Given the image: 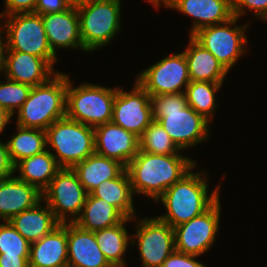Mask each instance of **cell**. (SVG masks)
I'll return each instance as SVG.
<instances>
[{
	"label": "cell",
	"mask_w": 267,
	"mask_h": 267,
	"mask_svg": "<svg viewBox=\"0 0 267 267\" xmlns=\"http://www.w3.org/2000/svg\"><path fill=\"white\" fill-rule=\"evenodd\" d=\"M197 162L183 154H150L138 150L126 166L133 193L156 201L186 175Z\"/></svg>",
	"instance_id": "6da1fadb"
},
{
	"label": "cell",
	"mask_w": 267,
	"mask_h": 267,
	"mask_svg": "<svg viewBox=\"0 0 267 267\" xmlns=\"http://www.w3.org/2000/svg\"><path fill=\"white\" fill-rule=\"evenodd\" d=\"M153 120L159 122L182 150L209 140L210 122L188 106L185 93L150 96Z\"/></svg>",
	"instance_id": "7a4b0ae2"
},
{
	"label": "cell",
	"mask_w": 267,
	"mask_h": 267,
	"mask_svg": "<svg viewBox=\"0 0 267 267\" xmlns=\"http://www.w3.org/2000/svg\"><path fill=\"white\" fill-rule=\"evenodd\" d=\"M196 167L197 164L156 200L166 209V213L156 216L159 220L172 227L181 225L207 211L220 198L221 186L208 193L207 172L194 173Z\"/></svg>",
	"instance_id": "3957f363"
},
{
	"label": "cell",
	"mask_w": 267,
	"mask_h": 267,
	"mask_svg": "<svg viewBox=\"0 0 267 267\" xmlns=\"http://www.w3.org/2000/svg\"><path fill=\"white\" fill-rule=\"evenodd\" d=\"M67 74L58 72L47 83L31 88L27 100L17 111L16 125L46 130L66 117Z\"/></svg>",
	"instance_id": "277c9868"
},
{
	"label": "cell",
	"mask_w": 267,
	"mask_h": 267,
	"mask_svg": "<svg viewBox=\"0 0 267 267\" xmlns=\"http://www.w3.org/2000/svg\"><path fill=\"white\" fill-rule=\"evenodd\" d=\"M76 7L86 53L106 47L121 32V0H91Z\"/></svg>",
	"instance_id": "5b68a950"
},
{
	"label": "cell",
	"mask_w": 267,
	"mask_h": 267,
	"mask_svg": "<svg viewBox=\"0 0 267 267\" xmlns=\"http://www.w3.org/2000/svg\"><path fill=\"white\" fill-rule=\"evenodd\" d=\"M117 88L86 82L75 87L67 74L66 117L93 128L111 122Z\"/></svg>",
	"instance_id": "8992f818"
},
{
	"label": "cell",
	"mask_w": 267,
	"mask_h": 267,
	"mask_svg": "<svg viewBox=\"0 0 267 267\" xmlns=\"http://www.w3.org/2000/svg\"><path fill=\"white\" fill-rule=\"evenodd\" d=\"M45 131L47 149L61 168H72L95 153L93 127L64 117Z\"/></svg>",
	"instance_id": "52a82bcc"
},
{
	"label": "cell",
	"mask_w": 267,
	"mask_h": 267,
	"mask_svg": "<svg viewBox=\"0 0 267 267\" xmlns=\"http://www.w3.org/2000/svg\"><path fill=\"white\" fill-rule=\"evenodd\" d=\"M0 18L7 51H19L44 58L54 68L58 55L49 46L40 14L20 13Z\"/></svg>",
	"instance_id": "ba28073f"
},
{
	"label": "cell",
	"mask_w": 267,
	"mask_h": 267,
	"mask_svg": "<svg viewBox=\"0 0 267 267\" xmlns=\"http://www.w3.org/2000/svg\"><path fill=\"white\" fill-rule=\"evenodd\" d=\"M239 18L234 16L228 21L199 29L192 37L210 51L229 72L242 55L247 53L246 38L249 23L237 25ZM233 26V27H232Z\"/></svg>",
	"instance_id": "9c48e42d"
},
{
	"label": "cell",
	"mask_w": 267,
	"mask_h": 267,
	"mask_svg": "<svg viewBox=\"0 0 267 267\" xmlns=\"http://www.w3.org/2000/svg\"><path fill=\"white\" fill-rule=\"evenodd\" d=\"M87 195L72 168H61L42 191V201L59 223H74L81 215Z\"/></svg>",
	"instance_id": "30bf717a"
},
{
	"label": "cell",
	"mask_w": 267,
	"mask_h": 267,
	"mask_svg": "<svg viewBox=\"0 0 267 267\" xmlns=\"http://www.w3.org/2000/svg\"><path fill=\"white\" fill-rule=\"evenodd\" d=\"M132 221H136V230L132 234L131 246L137 243L142 267H161L175 250L173 227L156 216L141 220L136 216Z\"/></svg>",
	"instance_id": "8fae6325"
},
{
	"label": "cell",
	"mask_w": 267,
	"mask_h": 267,
	"mask_svg": "<svg viewBox=\"0 0 267 267\" xmlns=\"http://www.w3.org/2000/svg\"><path fill=\"white\" fill-rule=\"evenodd\" d=\"M135 79L150 96L185 93L190 76L184 52L162 58L140 72Z\"/></svg>",
	"instance_id": "7c38bea8"
},
{
	"label": "cell",
	"mask_w": 267,
	"mask_h": 267,
	"mask_svg": "<svg viewBox=\"0 0 267 267\" xmlns=\"http://www.w3.org/2000/svg\"><path fill=\"white\" fill-rule=\"evenodd\" d=\"M221 209L219 198L207 211L173 227L175 250L195 256L211 250L219 233Z\"/></svg>",
	"instance_id": "4fadbf2b"
},
{
	"label": "cell",
	"mask_w": 267,
	"mask_h": 267,
	"mask_svg": "<svg viewBox=\"0 0 267 267\" xmlns=\"http://www.w3.org/2000/svg\"><path fill=\"white\" fill-rule=\"evenodd\" d=\"M153 121L150 95L136 80L129 92L117 88L111 122L140 138Z\"/></svg>",
	"instance_id": "5bb4252c"
},
{
	"label": "cell",
	"mask_w": 267,
	"mask_h": 267,
	"mask_svg": "<svg viewBox=\"0 0 267 267\" xmlns=\"http://www.w3.org/2000/svg\"><path fill=\"white\" fill-rule=\"evenodd\" d=\"M95 153L117 160L125 167L139 150V138L113 122L94 128Z\"/></svg>",
	"instance_id": "9a60e30c"
},
{
	"label": "cell",
	"mask_w": 267,
	"mask_h": 267,
	"mask_svg": "<svg viewBox=\"0 0 267 267\" xmlns=\"http://www.w3.org/2000/svg\"><path fill=\"white\" fill-rule=\"evenodd\" d=\"M41 17L49 46L55 55H57L56 50L60 48L80 49L81 52H86L80 36L79 17L76 6L71 5L63 12L46 13L41 15Z\"/></svg>",
	"instance_id": "2e32d148"
},
{
	"label": "cell",
	"mask_w": 267,
	"mask_h": 267,
	"mask_svg": "<svg viewBox=\"0 0 267 267\" xmlns=\"http://www.w3.org/2000/svg\"><path fill=\"white\" fill-rule=\"evenodd\" d=\"M59 71L44 59L19 51H7L5 78L31 87L47 83Z\"/></svg>",
	"instance_id": "e0dca14e"
},
{
	"label": "cell",
	"mask_w": 267,
	"mask_h": 267,
	"mask_svg": "<svg viewBox=\"0 0 267 267\" xmlns=\"http://www.w3.org/2000/svg\"><path fill=\"white\" fill-rule=\"evenodd\" d=\"M169 8L190 16V36L199 29L221 24L232 17V0H171Z\"/></svg>",
	"instance_id": "ac0fdd59"
},
{
	"label": "cell",
	"mask_w": 267,
	"mask_h": 267,
	"mask_svg": "<svg viewBox=\"0 0 267 267\" xmlns=\"http://www.w3.org/2000/svg\"><path fill=\"white\" fill-rule=\"evenodd\" d=\"M68 267H108L111 264L100 250L92 231L67 223Z\"/></svg>",
	"instance_id": "d6986e66"
},
{
	"label": "cell",
	"mask_w": 267,
	"mask_h": 267,
	"mask_svg": "<svg viewBox=\"0 0 267 267\" xmlns=\"http://www.w3.org/2000/svg\"><path fill=\"white\" fill-rule=\"evenodd\" d=\"M42 201V192L15 175L0 181V220L9 221Z\"/></svg>",
	"instance_id": "ffe728a7"
},
{
	"label": "cell",
	"mask_w": 267,
	"mask_h": 267,
	"mask_svg": "<svg viewBox=\"0 0 267 267\" xmlns=\"http://www.w3.org/2000/svg\"><path fill=\"white\" fill-rule=\"evenodd\" d=\"M29 267H68L67 223L30 243Z\"/></svg>",
	"instance_id": "44dd1931"
},
{
	"label": "cell",
	"mask_w": 267,
	"mask_h": 267,
	"mask_svg": "<svg viewBox=\"0 0 267 267\" xmlns=\"http://www.w3.org/2000/svg\"><path fill=\"white\" fill-rule=\"evenodd\" d=\"M184 55L187 61L190 81L223 83L228 71L215 56L189 35Z\"/></svg>",
	"instance_id": "7402d4cb"
},
{
	"label": "cell",
	"mask_w": 267,
	"mask_h": 267,
	"mask_svg": "<svg viewBox=\"0 0 267 267\" xmlns=\"http://www.w3.org/2000/svg\"><path fill=\"white\" fill-rule=\"evenodd\" d=\"M126 167L117 160L94 153L82 162L76 163L72 170L80 183L90 194L103 181L117 178Z\"/></svg>",
	"instance_id": "603a6c76"
},
{
	"label": "cell",
	"mask_w": 267,
	"mask_h": 267,
	"mask_svg": "<svg viewBox=\"0 0 267 267\" xmlns=\"http://www.w3.org/2000/svg\"><path fill=\"white\" fill-rule=\"evenodd\" d=\"M42 202L9 220L11 225L30 243L38 241L60 224L49 206Z\"/></svg>",
	"instance_id": "cb8c5ba5"
},
{
	"label": "cell",
	"mask_w": 267,
	"mask_h": 267,
	"mask_svg": "<svg viewBox=\"0 0 267 267\" xmlns=\"http://www.w3.org/2000/svg\"><path fill=\"white\" fill-rule=\"evenodd\" d=\"M60 169L61 167L48 149L23 159L14 166L15 176L18 179L36 186L41 192L49 185ZM16 172H19V175H16Z\"/></svg>",
	"instance_id": "d4e9b609"
},
{
	"label": "cell",
	"mask_w": 267,
	"mask_h": 267,
	"mask_svg": "<svg viewBox=\"0 0 267 267\" xmlns=\"http://www.w3.org/2000/svg\"><path fill=\"white\" fill-rule=\"evenodd\" d=\"M91 194L113 205L125 218L136 217L135 194L126 169L117 178L103 181Z\"/></svg>",
	"instance_id": "484cf974"
},
{
	"label": "cell",
	"mask_w": 267,
	"mask_h": 267,
	"mask_svg": "<svg viewBox=\"0 0 267 267\" xmlns=\"http://www.w3.org/2000/svg\"><path fill=\"white\" fill-rule=\"evenodd\" d=\"M125 217L104 199L87 195L81 215L74 222L87 231L106 229L121 223Z\"/></svg>",
	"instance_id": "4316f807"
},
{
	"label": "cell",
	"mask_w": 267,
	"mask_h": 267,
	"mask_svg": "<svg viewBox=\"0 0 267 267\" xmlns=\"http://www.w3.org/2000/svg\"><path fill=\"white\" fill-rule=\"evenodd\" d=\"M132 220L125 218L116 226L94 231L98 246L110 264H126L124 257L129 244H132V235L125 225Z\"/></svg>",
	"instance_id": "83f0119b"
},
{
	"label": "cell",
	"mask_w": 267,
	"mask_h": 267,
	"mask_svg": "<svg viewBox=\"0 0 267 267\" xmlns=\"http://www.w3.org/2000/svg\"><path fill=\"white\" fill-rule=\"evenodd\" d=\"M15 134L6 141L14 166L21 160L47 150L46 131L37 128H24L16 125Z\"/></svg>",
	"instance_id": "f1b7e54d"
},
{
	"label": "cell",
	"mask_w": 267,
	"mask_h": 267,
	"mask_svg": "<svg viewBox=\"0 0 267 267\" xmlns=\"http://www.w3.org/2000/svg\"><path fill=\"white\" fill-rule=\"evenodd\" d=\"M222 85L223 83L190 81L185 90L188 106L211 123L219 107L215 95L221 90Z\"/></svg>",
	"instance_id": "f546056e"
},
{
	"label": "cell",
	"mask_w": 267,
	"mask_h": 267,
	"mask_svg": "<svg viewBox=\"0 0 267 267\" xmlns=\"http://www.w3.org/2000/svg\"><path fill=\"white\" fill-rule=\"evenodd\" d=\"M139 150L150 154H183L163 126L153 121L139 138Z\"/></svg>",
	"instance_id": "4dcf8cb0"
},
{
	"label": "cell",
	"mask_w": 267,
	"mask_h": 267,
	"mask_svg": "<svg viewBox=\"0 0 267 267\" xmlns=\"http://www.w3.org/2000/svg\"><path fill=\"white\" fill-rule=\"evenodd\" d=\"M0 79V107L7 110L12 116H15L24 102L27 100L31 91V86L15 82L5 78Z\"/></svg>",
	"instance_id": "1f68e13d"
},
{
	"label": "cell",
	"mask_w": 267,
	"mask_h": 267,
	"mask_svg": "<svg viewBox=\"0 0 267 267\" xmlns=\"http://www.w3.org/2000/svg\"><path fill=\"white\" fill-rule=\"evenodd\" d=\"M5 222V223H4ZM28 242L9 221L0 223V255L29 256Z\"/></svg>",
	"instance_id": "d6a6232c"
},
{
	"label": "cell",
	"mask_w": 267,
	"mask_h": 267,
	"mask_svg": "<svg viewBox=\"0 0 267 267\" xmlns=\"http://www.w3.org/2000/svg\"><path fill=\"white\" fill-rule=\"evenodd\" d=\"M232 11L239 19L251 11L254 17L267 22V0H232Z\"/></svg>",
	"instance_id": "836d02e7"
},
{
	"label": "cell",
	"mask_w": 267,
	"mask_h": 267,
	"mask_svg": "<svg viewBox=\"0 0 267 267\" xmlns=\"http://www.w3.org/2000/svg\"><path fill=\"white\" fill-rule=\"evenodd\" d=\"M198 257L174 250L164 260L161 267H207L202 262L196 260Z\"/></svg>",
	"instance_id": "e575fe53"
},
{
	"label": "cell",
	"mask_w": 267,
	"mask_h": 267,
	"mask_svg": "<svg viewBox=\"0 0 267 267\" xmlns=\"http://www.w3.org/2000/svg\"><path fill=\"white\" fill-rule=\"evenodd\" d=\"M37 0H4V12H0V17L20 13H32L35 10Z\"/></svg>",
	"instance_id": "d590c367"
},
{
	"label": "cell",
	"mask_w": 267,
	"mask_h": 267,
	"mask_svg": "<svg viewBox=\"0 0 267 267\" xmlns=\"http://www.w3.org/2000/svg\"><path fill=\"white\" fill-rule=\"evenodd\" d=\"M71 4L68 0H37L34 13H60L67 10Z\"/></svg>",
	"instance_id": "8d00e7d4"
},
{
	"label": "cell",
	"mask_w": 267,
	"mask_h": 267,
	"mask_svg": "<svg viewBox=\"0 0 267 267\" xmlns=\"http://www.w3.org/2000/svg\"><path fill=\"white\" fill-rule=\"evenodd\" d=\"M14 171L7 142L3 143L0 139V181L12 177L15 174Z\"/></svg>",
	"instance_id": "74e56055"
},
{
	"label": "cell",
	"mask_w": 267,
	"mask_h": 267,
	"mask_svg": "<svg viewBox=\"0 0 267 267\" xmlns=\"http://www.w3.org/2000/svg\"><path fill=\"white\" fill-rule=\"evenodd\" d=\"M29 256L0 255V267H29Z\"/></svg>",
	"instance_id": "f35d334b"
},
{
	"label": "cell",
	"mask_w": 267,
	"mask_h": 267,
	"mask_svg": "<svg viewBox=\"0 0 267 267\" xmlns=\"http://www.w3.org/2000/svg\"><path fill=\"white\" fill-rule=\"evenodd\" d=\"M3 34V30L0 28V74L4 73L7 52V41Z\"/></svg>",
	"instance_id": "ab89813d"
},
{
	"label": "cell",
	"mask_w": 267,
	"mask_h": 267,
	"mask_svg": "<svg viewBox=\"0 0 267 267\" xmlns=\"http://www.w3.org/2000/svg\"><path fill=\"white\" fill-rule=\"evenodd\" d=\"M13 116L4 108L0 107V134L3 133L5 127L11 122Z\"/></svg>",
	"instance_id": "60d3db41"
},
{
	"label": "cell",
	"mask_w": 267,
	"mask_h": 267,
	"mask_svg": "<svg viewBox=\"0 0 267 267\" xmlns=\"http://www.w3.org/2000/svg\"><path fill=\"white\" fill-rule=\"evenodd\" d=\"M150 2V4H152V6L154 5V8L158 9L160 7V5L164 6L165 8L169 9V5L171 0H145V2Z\"/></svg>",
	"instance_id": "b9f144b4"
},
{
	"label": "cell",
	"mask_w": 267,
	"mask_h": 267,
	"mask_svg": "<svg viewBox=\"0 0 267 267\" xmlns=\"http://www.w3.org/2000/svg\"><path fill=\"white\" fill-rule=\"evenodd\" d=\"M91 0H68V2L71 4V5H74V6H77L79 4H82V3H85V2H89Z\"/></svg>",
	"instance_id": "7bdbcfd3"
},
{
	"label": "cell",
	"mask_w": 267,
	"mask_h": 267,
	"mask_svg": "<svg viewBox=\"0 0 267 267\" xmlns=\"http://www.w3.org/2000/svg\"><path fill=\"white\" fill-rule=\"evenodd\" d=\"M108 267H127V263L126 264H111Z\"/></svg>",
	"instance_id": "ee69618b"
}]
</instances>
